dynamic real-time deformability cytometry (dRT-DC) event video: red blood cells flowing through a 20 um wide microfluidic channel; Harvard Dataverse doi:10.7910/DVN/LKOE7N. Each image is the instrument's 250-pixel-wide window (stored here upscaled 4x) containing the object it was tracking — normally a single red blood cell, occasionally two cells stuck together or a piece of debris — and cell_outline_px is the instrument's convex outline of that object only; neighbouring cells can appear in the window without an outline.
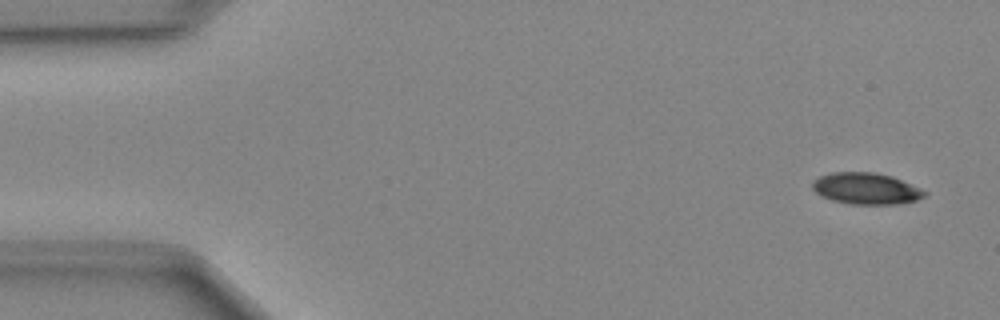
{"species": "Egyptian fruit bat (a non-hibernating species)", "species_latin": "Rousettus aegyptiacus", "temperature_condition": "cold", "stored_images_in_passage": 47, "camera_frame_rate_fps": 3000, "um_per_image_px": 0.085, "animal": {"sex": "female"}, "frame": {"image": 1, "passage_image": 1, "time_ms": 0.0, "image_size_px": [1000, 320], "cell_outline_px": [[928, 196], [916, 200], [896, 204], [852, 204], [832, 200], [820, 196], [812, 188], [812, 180], [820, 176], [832, 172], [876, 172], [892, 176], [920, 188], [928, 192]], "centroid_in_image_um": [73.62, 16.02], "position_along_channel_um": 11.4, "area_um2": 20.69}}
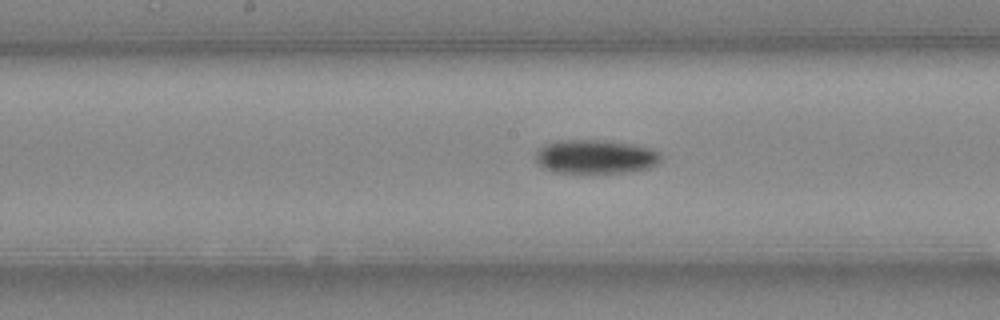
{"frame": {"image": 2, "passage_image": 23, "time_ms": 7.333, "image_size_px": [1000, 320], "cell_outline_px": [[664, 156], [656, 164], [648, 168], [628, 172], [556, 172], [544, 168], [536, 160], [536, 152], [544, 144], [560, 140], [612, 140], [636, 144], [652, 148], [660, 152]], "centroid_in_image_um": [50.68, 13.29], "position_along_channel_um": 197.5, "area_um2": 24.91}}
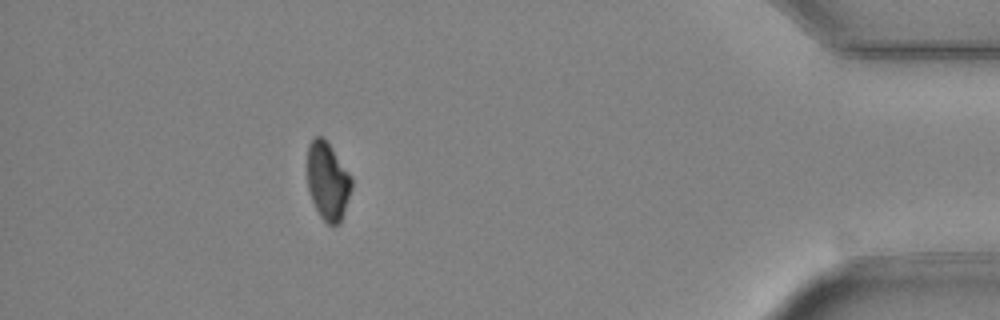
{"frame": {"image": 3, "passage_image": 42, "time_ms": 13.667, "image_size_px": [1000, 320], "cell_outline_px": [[352, 188], [340, 224], [332, 228], [320, 216], [312, 200], [308, 188], [308, 144], [316, 136], [320, 136], [332, 148], [352, 176]], "centroid_in_image_um": [27.88, 15.44], "position_along_channel_um": 407.3, "area_um2": 20.06}}